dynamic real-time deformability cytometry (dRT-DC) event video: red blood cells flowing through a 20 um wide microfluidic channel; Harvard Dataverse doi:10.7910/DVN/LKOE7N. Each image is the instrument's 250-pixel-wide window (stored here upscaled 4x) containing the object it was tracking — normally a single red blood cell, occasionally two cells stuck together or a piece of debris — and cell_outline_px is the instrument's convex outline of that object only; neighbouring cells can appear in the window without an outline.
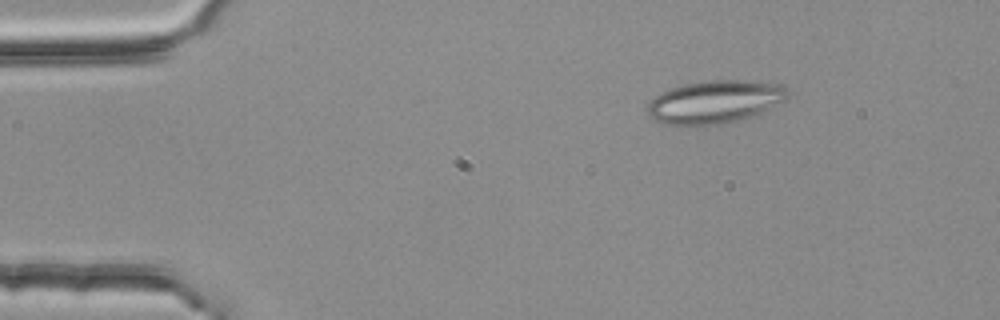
{"species": "common noctule bat (a hibernating species)", "species_latin": "Nyctalus noctula", "temperature_condition": "room temperature", "stored_images_in_passage": 4, "camera_frame_rate_fps": 3000, "um_per_image_px": 0.085, "animal": {"sex": "female", "body_mass_g": 25.1}, "frame": {"image": 1, "passage_image": 4, "time_ms": 1.0, "image_size_px": [1000, 320], "cell_outline_px": [[792, 92], [784, 100], [752, 116], [740, 120], [720, 124], [664, 124], [648, 116], [648, 104], [656, 96], [672, 88], [684, 84], [708, 80], [756, 80], [784, 84]], "centroid_in_image_um": [60.84, 8.63], "position_along_channel_um": 24.2, "area_um2": 34.91}}